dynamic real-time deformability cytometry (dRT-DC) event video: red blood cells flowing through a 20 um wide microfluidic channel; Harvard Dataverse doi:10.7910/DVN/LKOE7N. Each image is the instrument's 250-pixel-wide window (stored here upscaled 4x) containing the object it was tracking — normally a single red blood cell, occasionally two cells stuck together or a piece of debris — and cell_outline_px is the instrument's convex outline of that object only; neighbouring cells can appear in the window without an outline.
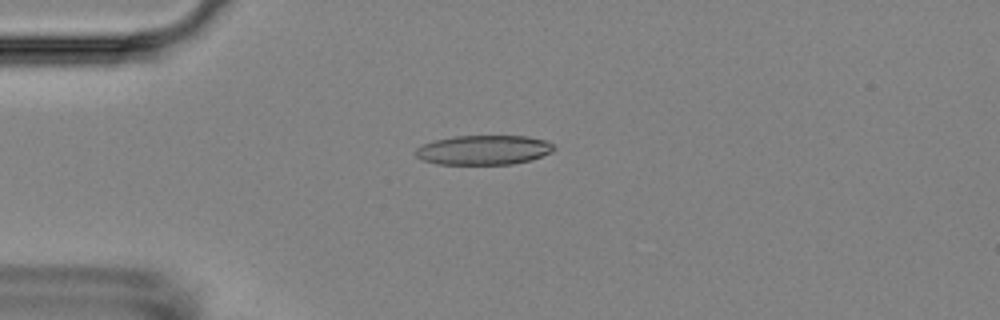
{"species": "Egyptian fruit bat (a non-hibernating species)", "species_latin": "Rousettus aegyptiacus", "temperature_condition": "room temperature", "stored_images_in_passage": 9, "camera_frame_rate_fps": 3000, "um_per_image_px": 0.085, "animal": {"sex": "female"}, "frame": {"image": 1, "passage_image": 4, "time_ms": 4.0, "image_size_px": [1000, 320], "cell_outline_px": [[556, 148], [552, 152], [528, 160], [512, 164], [436, 164], [424, 160], [416, 156], [416, 148], [424, 144], [436, 140], [452, 136], [528, 136], [544, 140], [552, 144]], "centroid_in_image_um": [41.11, 12.74], "position_along_channel_um": 43.9, "area_um2": 23.58}}
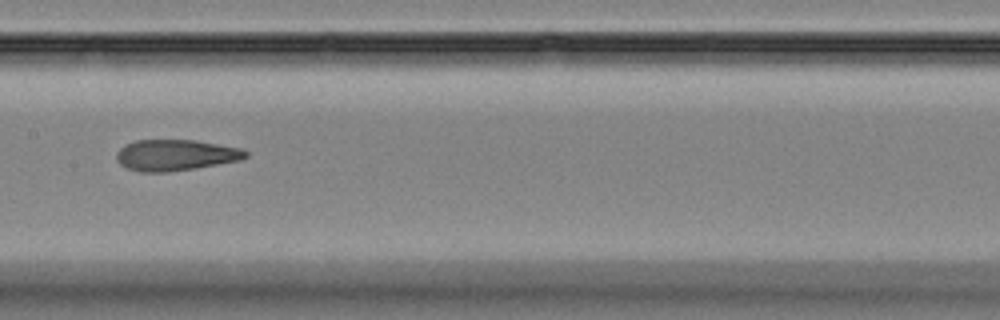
{"frame": {"image": 2, "passage_image": 8, "time_ms": 8.667, "image_size_px": [1000, 320], "cell_outline_px": [[248, 156], [240, 160], [196, 168], [168, 172], [140, 172], [128, 168], [120, 164], [116, 160], [116, 152], [120, 148], [136, 140], [196, 140], [244, 148], [248, 152]], "centroid_in_image_um": [14.95, 13.18], "position_along_channel_um": 192.4, "area_um2": 23.52}}
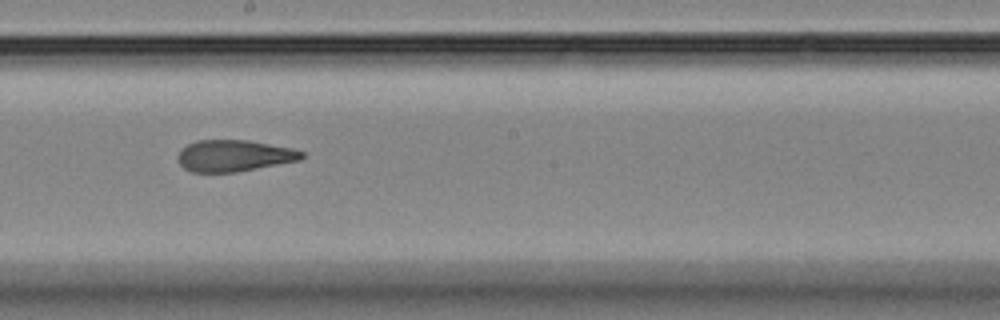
{"frame": {"image": 3, "passage_image": 9, "time_ms": 9.667, "image_size_px": [1000, 320], "cell_outline_px": [[304, 156], [300, 160], [236, 172], [192, 172], [184, 168], [180, 164], [176, 156], [180, 148], [196, 140], [248, 140], [292, 148], [304, 152]], "centroid_in_image_um": [19.86, 13.23], "position_along_channel_um": 228.3, "area_um2": 22.83}}